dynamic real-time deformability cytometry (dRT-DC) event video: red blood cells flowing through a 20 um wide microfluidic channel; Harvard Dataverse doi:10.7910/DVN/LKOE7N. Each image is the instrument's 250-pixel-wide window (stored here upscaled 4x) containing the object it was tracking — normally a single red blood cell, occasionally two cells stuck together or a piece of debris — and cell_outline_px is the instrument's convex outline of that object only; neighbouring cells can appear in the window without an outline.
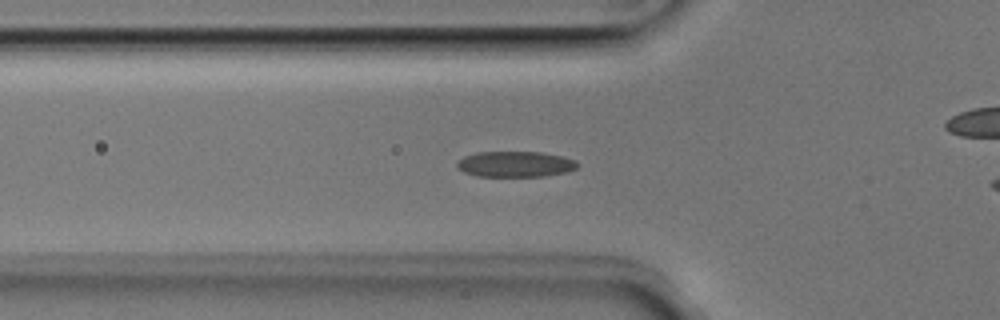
{"species": "Egyptian fruit bat (a non-hibernating species)", "species_latin": "Rousettus aegyptiacus", "temperature_condition": "room temperature", "stored_images_in_passage": 38, "camera_frame_rate_fps": 3000, "um_per_image_px": 0.085, "animal": {"sex": "male"}, "frame": {"image": 1, "passage_image": 10, "time_ms": 3.0, "image_size_px": [1000, 320], "cell_outline_px": [[580, 164], [576, 168], [568, 172], [544, 176], [476, 176], [464, 172], [456, 168], [456, 164], [464, 156], [476, 152], [540, 152], [560, 156], [576, 160]], "centroid_in_image_um": [43.8, 13.95], "position_along_channel_um": 82.0, "area_um2": 18.09}}
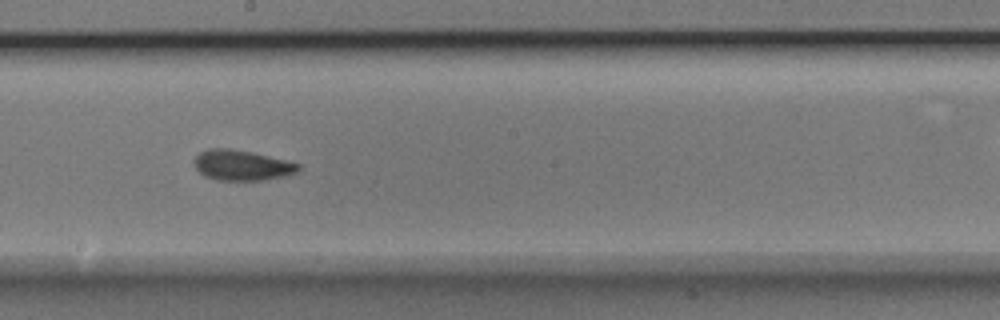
{"frame": {"image": 2, "passage_image": 21, "time_ms": 6.667, "image_size_px": [1000, 320], "cell_outline_px": [[300, 168], [296, 172], [284, 176], [264, 180], [216, 180], [204, 176], [196, 168], [192, 160], [200, 152], [208, 148], [228, 148], [252, 152], [300, 164]], "centroid_in_image_um": [20.51, 14.04], "position_along_channel_um": 227.7, "area_um2": 18.38}}
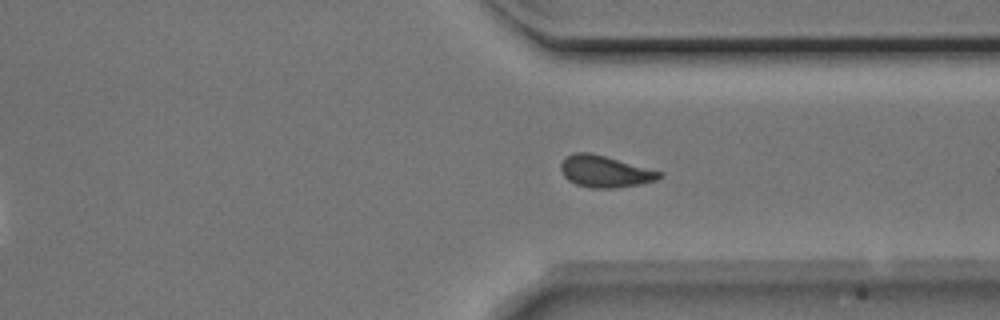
{"frame": {"image": 3, "passage_image": 31, "time_ms": 10.0, "image_size_px": [1000, 320], "cell_outline_px": [[664, 176], [656, 180], [640, 184], [612, 188], [592, 188], [576, 184], [568, 180], [564, 176], [560, 168], [560, 164], [572, 152], [588, 152], [604, 156], [664, 172]], "centroid_in_image_um": [51.44, 14.58], "position_along_channel_um": 360.0, "area_um2": 18.09}, "authors_computed_cell_mechanics": {"area_um2": 18.0914, "velocity_mm_per_s": 3.9672, "shape_relaxation_time_tau1_ms": 2.4984, "shape_relaxation_time_tau2_ms": 1.933, "deformation_change_tau1": 0.1055, "deformation_change_tau2": 0.083}}